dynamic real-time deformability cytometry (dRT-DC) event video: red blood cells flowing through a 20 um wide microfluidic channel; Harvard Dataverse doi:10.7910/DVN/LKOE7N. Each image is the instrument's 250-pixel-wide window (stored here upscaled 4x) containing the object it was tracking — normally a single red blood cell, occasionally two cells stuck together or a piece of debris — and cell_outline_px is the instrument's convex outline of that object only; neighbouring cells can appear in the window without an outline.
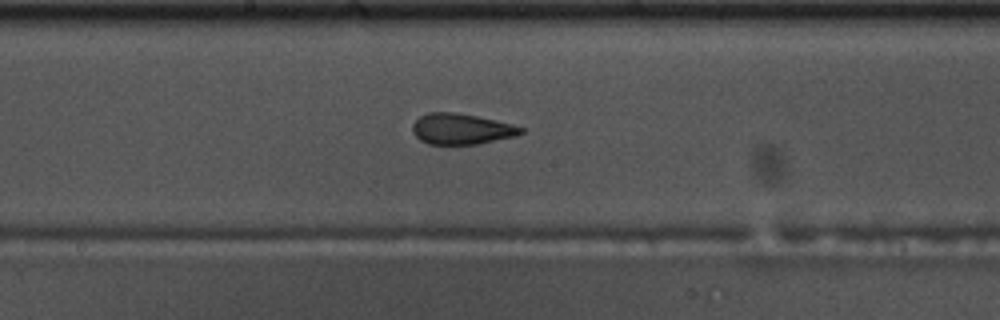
{"species": "common noctule bat (a hibernating species)", "species_latin": "Nyctalus noctula", "temperature_condition": "warm", "stored_images_in_passage": 42, "camera_frame_rate_fps": 3000, "um_per_image_px": 0.085, "animal": {"sex": "male", "body_mass_g": 17.5, "forearm_length_mm": 52.3}, "frame": {"image": 1, "passage_image": 16, "time_ms": 5.0, "image_size_px": [1000, 320], "cell_outline_px": [[524, 132], [512, 136], [476, 144], [428, 144], [420, 140], [412, 132], [412, 124], [420, 116], [428, 112], [456, 112], [496, 120], [512, 124], [524, 128]], "centroid_in_image_um": [39.17, 10.95], "position_along_channel_um": 209.0, "area_um2": 19.31}}
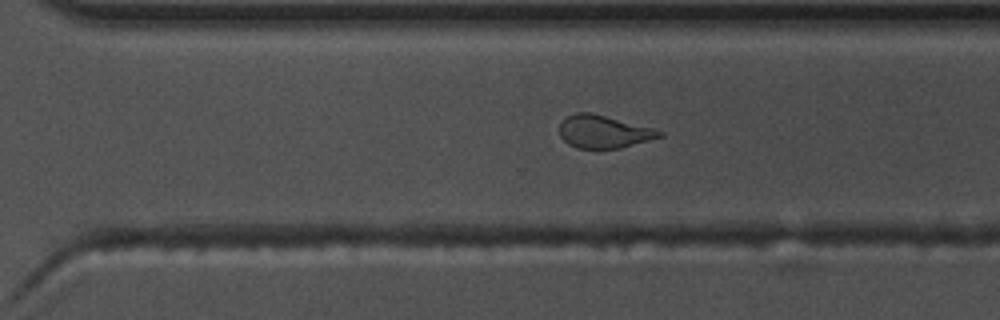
{"frame": {"image": 2, "passage_image": 25, "time_ms": 8.0, "image_size_px": [1000, 320], "cell_outline_px": [[664, 136], [620, 148], [576, 148], [568, 144], [560, 136], [560, 120], [576, 112], [592, 112], [652, 128], [664, 132]], "centroid_in_image_um": [51.29, 11.18], "position_along_channel_um": 319.3, "area_um2": 19.07}}
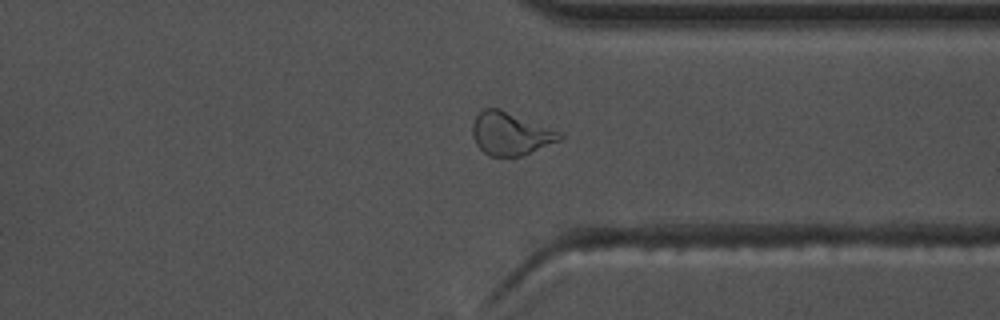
{"frame": {"image": 3, "passage_image": 29, "time_ms": 9.333, "image_size_px": [1000, 320], "cell_outline_px": [[564, 136], [560, 140], [520, 156], [488, 156], [476, 144], [472, 136], [472, 124], [476, 116], [484, 108], [500, 108], [560, 132]], "centroid_in_image_um": [43.35, 11.35], "position_along_channel_um": 368.0, "area_um2": 21.56}, "authors_computed_cell_mechanics": {"area_um2": 19.9699, "velocity_mm_per_s": 3.6816, "shape_relaxation_time_tau1_ms": 11.0775, "shape_relaxation_time_tau2_ms": 1.6772, "deformation_change_tau1": 0.2651, "deformation_change_tau2": 0.0973}}